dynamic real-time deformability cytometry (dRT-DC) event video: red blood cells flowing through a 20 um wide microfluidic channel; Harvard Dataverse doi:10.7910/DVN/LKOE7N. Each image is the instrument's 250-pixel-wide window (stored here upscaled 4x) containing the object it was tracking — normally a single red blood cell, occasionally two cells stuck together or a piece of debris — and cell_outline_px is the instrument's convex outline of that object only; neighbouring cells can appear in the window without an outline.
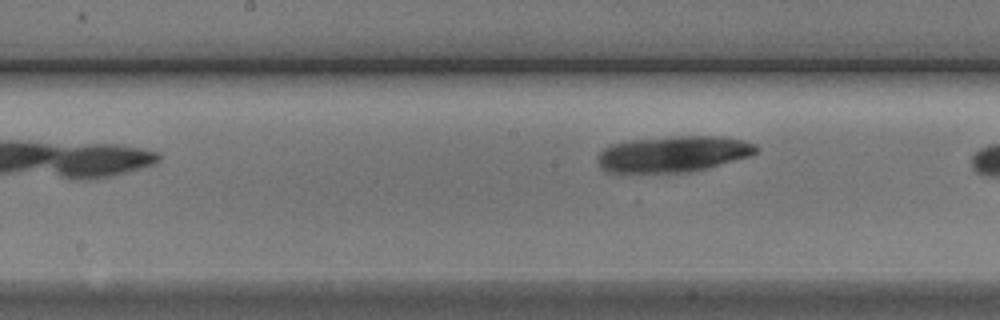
{"species": "Egyptian fruit bat (a non-hibernating species)", "species_latin": "Rousettus aegyptiacus", "temperature_condition": "cold", "stored_images_in_passage": 5, "camera_frame_rate_fps": 3000, "um_per_image_px": 0.085, "animal": {"sex": "male"}, "frame": {"image": 1, "passage_image": 5, "time_ms": 4.667, "image_size_px": [1000, 320], "cell_outline_px": [[760, 148], [756, 152], [748, 156], [704, 168], [688, 172], [608, 172], [600, 168], [596, 160], [596, 156], [604, 148], [612, 144], [632, 140], [672, 136], [724, 136], [744, 140], [756, 144]], "centroid_in_image_um": [57.2, 13.07], "position_along_channel_um": 191.0, "area_um2": 33.18}}